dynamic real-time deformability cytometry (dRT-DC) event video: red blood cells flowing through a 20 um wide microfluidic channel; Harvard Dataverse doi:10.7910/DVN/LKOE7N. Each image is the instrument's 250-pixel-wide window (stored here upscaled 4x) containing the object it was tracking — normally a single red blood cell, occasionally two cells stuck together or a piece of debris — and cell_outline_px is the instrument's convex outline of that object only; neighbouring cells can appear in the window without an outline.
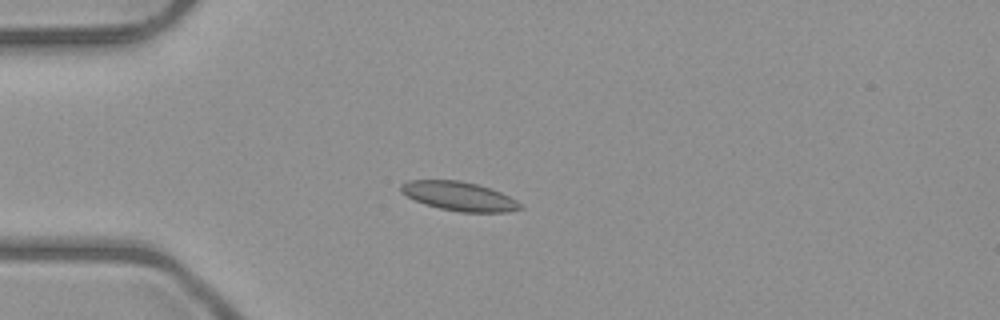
{"species": "common noctule bat (a hibernating species)", "species_latin": "Nyctalus noctula", "temperature_condition": "room temperature", "stored_images_in_passage": 6, "camera_frame_rate_fps": 3000, "um_per_image_px": 0.085, "animal": {"sex": "male", "body_mass_g": 23.1, "forearm_length_mm": 52.7}, "frame": {"image": 1, "passage_image": 3, "time_ms": 3.333, "image_size_px": [1000, 320], "cell_outline_px": [[524, 208], [508, 212], [460, 212], [440, 208], [424, 204], [400, 192], [400, 184], [408, 180], [460, 180], [476, 184], [500, 192], [516, 200]], "centroid_in_image_um": [39.0, 16.68], "position_along_channel_um": 46.0, "area_um2": 20.06}}
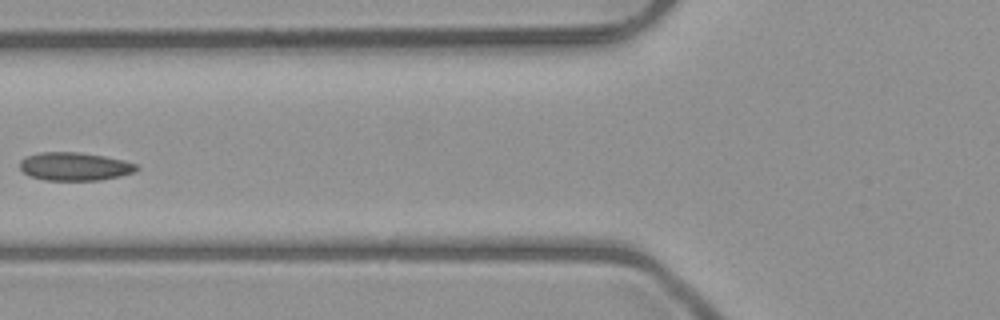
{"frame": {"image": 2, "passage_image": 5, "time_ms": 5.667, "image_size_px": [1000, 320], "cell_outline_px": [[140, 168], [136, 172], [120, 176], [100, 180], [44, 180], [28, 176], [20, 168], [20, 160], [28, 156], [40, 152], [80, 152], [104, 156], [124, 160], [136, 164]], "centroid_in_image_um": [6.37, 14.15], "position_along_channel_um": 119.4, "area_um2": 19.31}}
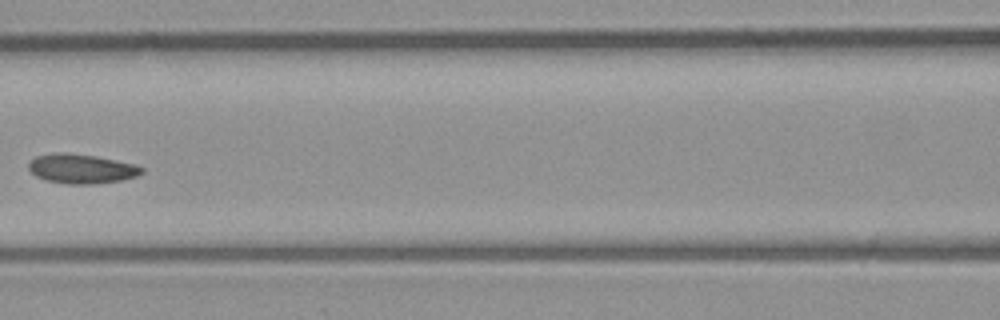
{"frame": {"image": 3, "passage_image": 6, "time_ms": 6.667, "image_size_px": [1000, 320], "cell_outline_px": [[144, 172], [136, 176], [120, 180], [92, 184], [68, 184], [48, 180], [36, 176], [28, 168], [28, 164], [36, 156], [56, 152], [68, 152], [96, 156], [136, 164], [144, 168]], "centroid_in_image_um": [6.94, 14.33], "position_along_channel_um": 159.7, "area_um2": 19.36}}